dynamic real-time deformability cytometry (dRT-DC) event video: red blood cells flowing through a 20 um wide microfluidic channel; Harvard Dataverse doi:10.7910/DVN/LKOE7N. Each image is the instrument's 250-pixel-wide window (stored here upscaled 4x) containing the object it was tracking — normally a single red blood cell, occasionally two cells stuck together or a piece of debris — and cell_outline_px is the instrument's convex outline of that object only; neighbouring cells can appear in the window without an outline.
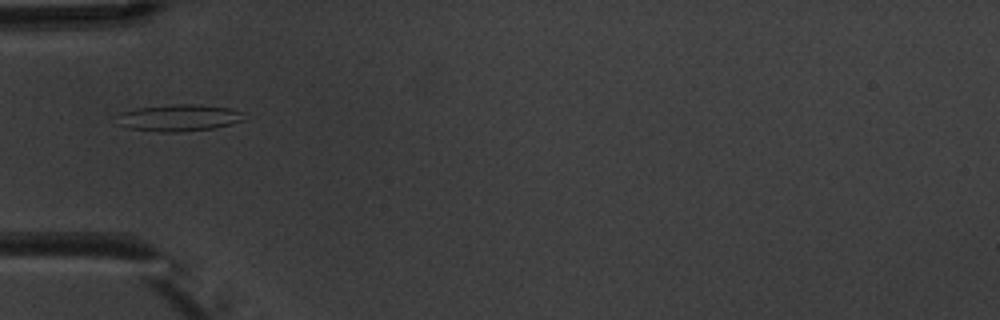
{"species": "common noctule bat (a hibernating species)", "species_latin": "Nyctalus noctula", "temperature_condition": "warm", "stored_images_in_passage": 2, "camera_frame_rate_fps": 3000, "um_per_image_px": 0.085, "animal": {"sex": "male", "body_mass_g": 20.1, "forearm_length_mm": 53.5}, "frame": {"image": 1, "passage_image": 2, "time_ms": 1.333, "image_size_px": [1000, 320], "cell_outline_px": [[244, 120], [232, 124], [212, 128], [176, 132], [160, 132], [128, 128], [116, 124], [120, 112], [136, 108], [172, 104], [200, 104], [232, 108], [244, 112]], "centroid_in_image_um": [15.22, 10.0], "position_along_channel_um": 69.8, "area_um2": 20.06}}